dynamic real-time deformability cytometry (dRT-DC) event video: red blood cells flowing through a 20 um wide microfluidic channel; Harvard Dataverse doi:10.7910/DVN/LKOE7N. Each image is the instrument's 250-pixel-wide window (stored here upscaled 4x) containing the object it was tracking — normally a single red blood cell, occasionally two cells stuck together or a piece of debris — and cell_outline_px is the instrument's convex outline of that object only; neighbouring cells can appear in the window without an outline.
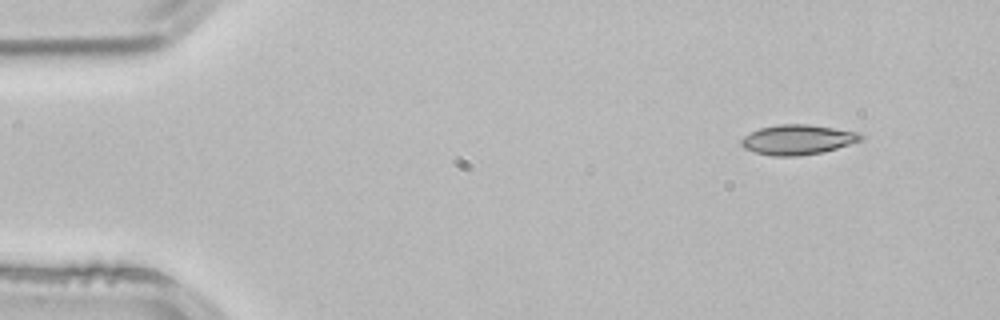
{"species": "common noctule bat (a hibernating species)", "species_latin": "Nyctalus noctula", "temperature_condition": "room temperature", "stored_images_in_passage": 3, "camera_frame_rate_fps": 3000, "um_per_image_px": 0.085, "animal": {"sex": "male", "body_mass_g": 21.5, "forearm_length_mm": 52.0}, "frame": {"image": 1, "passage_image": 1, "time_ms": 0.0, "image_size_px": [1000, 320], "cell_outline_px": [[864, 140], [824, 152], [800, 156], [772, 156], [756, 152], [744, 148], [740, 144], [740, 140], [744, 136], [760, 128], [780, 124], [808, 124], [860, 132], [864, 136]], "centroid_in_image_um": [67.85, 11.87], "position_along_channel_um": 17.2, "area_um2": 20.98}}
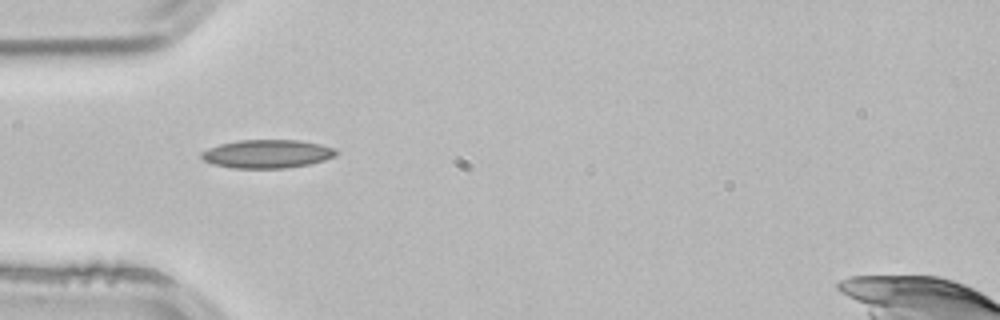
{"frame": {"image": 2, "passage_image": 3, "time_ms": 0.667, "image_size_px": [1000, 320], "cell_outline_px": [[340, 152], [336, 156], [324, 160], [308, 164], [284, 168], [232, 168], [212, 164], [204, 160], [200, 156], [200, 152], [208, 148], [220, 144], [240, 140], [300, 140], [320, 144], [336, 148]], "centroid_in_image_um": [22.72, 13.07], "position_along_channel_um": 62.3, "area_um2": 22.43}}